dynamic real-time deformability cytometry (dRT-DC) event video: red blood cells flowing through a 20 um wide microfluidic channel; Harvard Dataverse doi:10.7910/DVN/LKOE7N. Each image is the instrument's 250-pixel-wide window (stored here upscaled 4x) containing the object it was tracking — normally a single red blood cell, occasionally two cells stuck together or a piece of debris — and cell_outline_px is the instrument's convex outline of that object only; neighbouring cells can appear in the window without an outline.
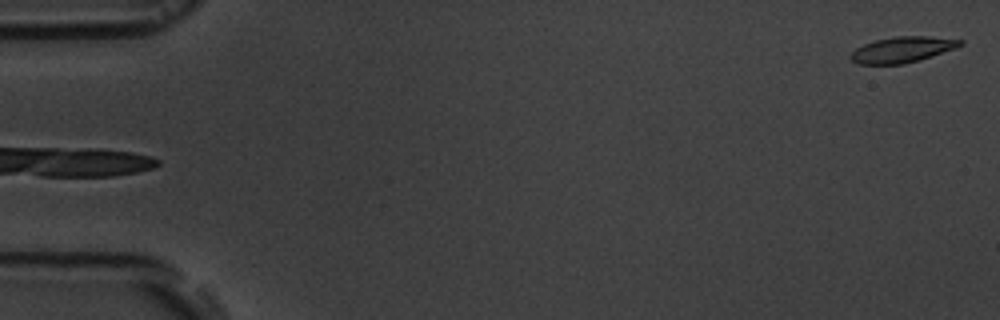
{"species": "common noctule bat (a hibernating species)", "species_latin": "Nyctalus noctula", "temperature_condition": "room temperature", "stored_images_in_passage": 5, "segment_of_instrument_passage": [2, 2], "camera_frame_rate_fps": 3000, "um_per_image_px": 0.085, "animal": {"sex": "male", "body_mass_g": 19.5, "forearm_length_mm": 54.6}, "frame": {"image": 1, "passage_image": 5, "time_ms": 5.333, "image_size_px": [1000, 320], "cell_outline_px": [[964, 44], [956, 48], [920, 60], [904, 64], [856, 64], [848, 56], [856, 48], [864, 44], [876, 40], [896, 36], [928, 36], [964, 40]], "centroid_in_image_um": [76.71, 4.22], "position_along_channel_um": 8.3, "area_um2": 16.53}}